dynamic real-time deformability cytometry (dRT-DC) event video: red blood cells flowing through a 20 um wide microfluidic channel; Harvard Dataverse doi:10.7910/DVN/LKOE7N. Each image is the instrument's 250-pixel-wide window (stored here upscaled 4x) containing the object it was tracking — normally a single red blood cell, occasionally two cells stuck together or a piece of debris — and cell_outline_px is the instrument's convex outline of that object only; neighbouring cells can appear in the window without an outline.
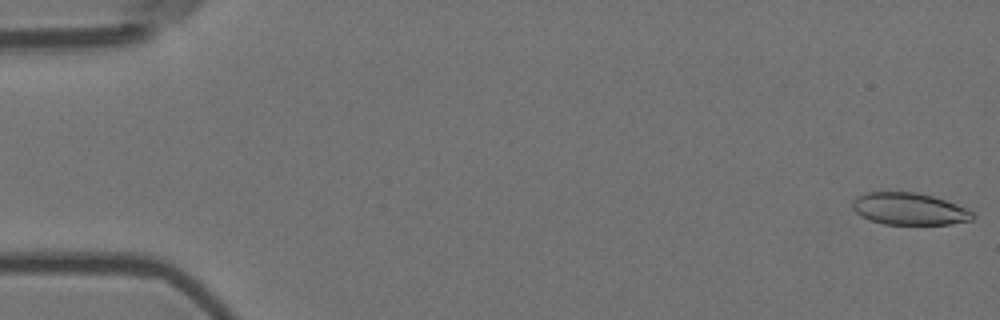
{"species": "Egyptian fruit bat (a non-hibernating species)", "species_latin": "Rousettus aegyptiacus", "temperature_condition": "room temperature", "stored_images_in_passage": 56, "camera_frame_rate_fps": 3000, "um_per_image_px": 0.085, "animal": {"sex": "female"}, "frame": {"image": 1, "passage_image": 1, "time_ms": 0.0, "image_size_px": [1000, 320], "cell_outline_px": [[976, 216], [972, 220], [952, 224], [884, 224], [860, 216], [852, 208], [852, 200], [856, 196], [864, 192], [916, 192], [932, 196], [968, 208]], "centroid_in_image_um": [77.28, 17.75], "position_along_channel_um": 7.7, "area_um2": 22.54}}
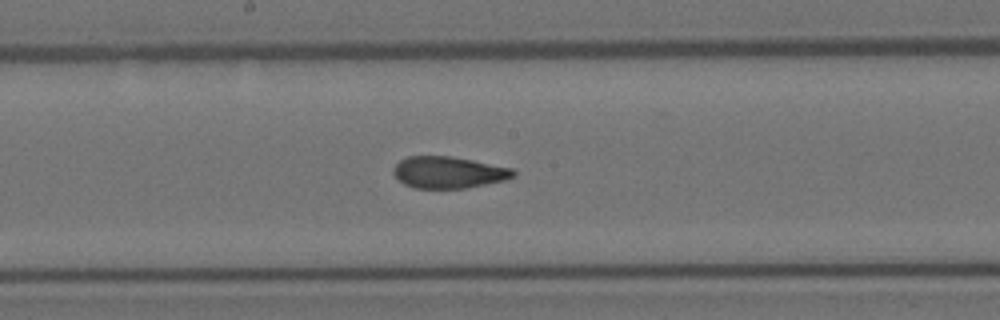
{"frame": {"image": 2, "passage_image": 30, "time_ms": 9.667, "image_size_px": [1000, 320], "cell_outline_px": [[516, 176], [504, 180], [464, 188], [416, 188], [404, 184], [392, 172], [392, 168], [400, 160], [408, 156], [448, 156], [472, 160], [512, 168], [516, 172]], "centroid_in_image_um": [38.11, 14.64], "position_along_channel_um": 210.1, "area_um2": 21.96}}
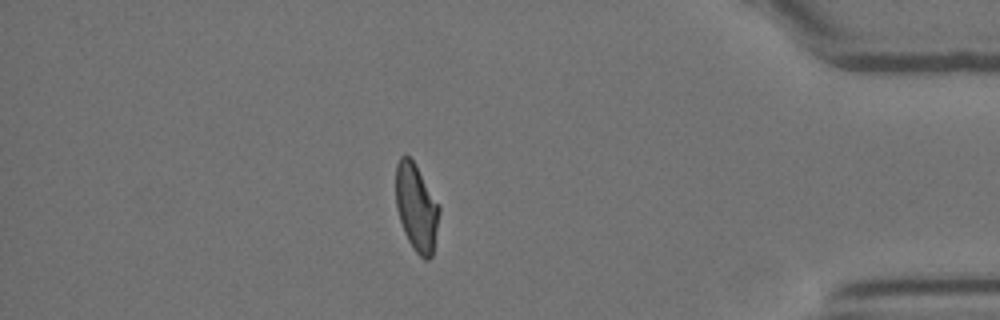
{"frame": {"image": 3, "passage_image": 49, "time_ms": 16.0, "image_size_px": [1000, 320], "cell_outline_px": [[440, 212], [432, 256], [428, 260], [424, 260], [416, 252], [408, 240], [404, 232], [396, 208], [396, 164], [400, 156], [408, 156], [412, 160], [440, 204]], "centroid_in_image_um": [35.4, 17.65], "position_along_channel_um": 399.8, "area_um2": 22.02}, "authors_computed_cell_mechanics": {"area_um2": 22.9177, "velocity_mm_per_s": 3.5931, "shape_relaxation_time_tau1_ms": 9.9587, "shape_relaxation_time_tau2_ms": 2.0492, "deformation_change_tau1": 0.2347, "deformation_change_tau2": 0.0946}}